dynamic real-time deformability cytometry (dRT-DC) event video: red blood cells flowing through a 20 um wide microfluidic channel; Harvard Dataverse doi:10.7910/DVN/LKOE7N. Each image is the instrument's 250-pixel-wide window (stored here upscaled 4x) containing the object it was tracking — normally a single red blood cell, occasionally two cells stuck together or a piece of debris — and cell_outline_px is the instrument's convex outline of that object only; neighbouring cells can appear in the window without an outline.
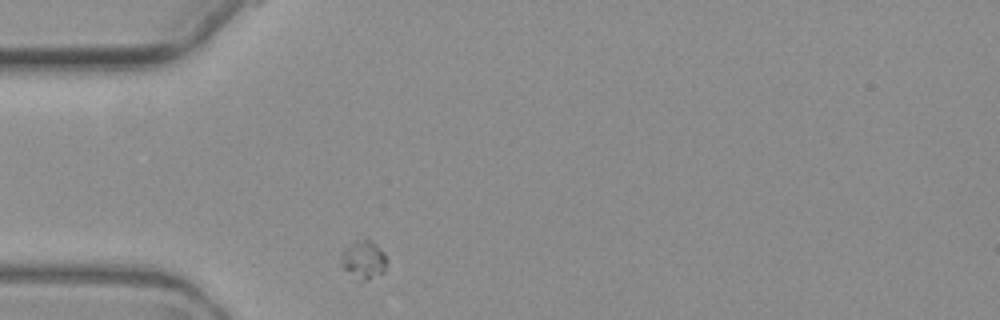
{"species": "common noctule bat (a hibernating species)", "species_latin": "Nyctalus noctula", "temperature_condition": "warm", "stored_images_in_passage": 1, "camera_frame_rate_fps": 3000, "um_per_image_px": 0.085, "animal": {"sex": "female", "body_mass_g": 19.3, "forearm_length_mm": 54.1}, "frame": {"image": 1, "passage_image": 1, "time_ms": 0.0, "image_size_px": [1000, 320], "cell_outline_px": [[388, 260], [384, 272], [368, 280], [364, 280], [344, 268], [340, 264], [340, 252], [352, 240], [364, 236], [368, 236], [384, 252]], "centroid_in_image_um": [30.91, 21.96], "position_along_channel_um": 54.1, "area_um2": 10.58}}